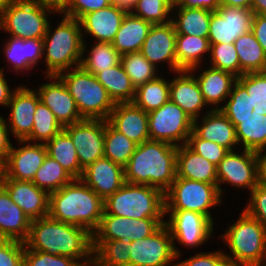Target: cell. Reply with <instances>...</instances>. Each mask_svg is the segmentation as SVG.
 Returning a JSON list of instances; mask_svg holds the SVG:
<instances>
[{
    "mask_svg": "<svg viewBox=\"0 0 266 266\" xmlns=\"http://www.w3.org/2000/svg\"><path fill=\"white\" fill-rule=\"evenodd\" d=\"M253 16L251 9L220 5L217 11L211 13L209 43H234L240 35L251 30Z\"/></svg>",
    "mask_w": 266,
    "mask_h": 266,
    "instance_id": "16",
    "label": "cell"
},
{
    "mask_svg": "<svg viewBox=\"0 0 266 266\" xmlns=\"http://www.w3.org/2000/svg\"><path fill=\"white\" fill-rule=\"evenodd\" d=\"M186 145L215 166H217L229 152L219 144L200 138L194 131H192L188 137Z\"/></svg>",
    "mask_w": 266,
    "mask_h": 266,
    "instance_id": "50",
    "label": "cell"
},
{
    "mask_svg": "<svg viewBox=\"0 0 266 266\" xmlns=\"http://www.w3.org/2000/svg\"><path fill=\"white\" fill-rule=\"evenodd\" d=\"M52 3L57 4V0H50Z\"/></svg>",
    "mask_w": 266,
    "mask_h": 266,
    "instance_id": "66",
    "label": "cell"
},
{
    "mask_svg": "<svg viewBox=\"0 0 266 266\" xmlns=\"http://www.w3.org/2000/svg\"><path fill=\"white\" fill-rule=\"evenodd\" d=\"M130 242L102 240L93 249V266H130Z\"/></svg>",
    "mask_w": 266,
    "mask_h": 266,
    "instance_id": "41",
    "label": "cell"
},
{
    "mask_svg": "<svg viewBox=\"0 0 266 266\" xmlns=\"http://www.w3.org/2000/svg\"><path fill=\"white\" fill-rule=\"evenodd\" d=\"M121 64L135 88L154 80L158 69L153 66L141 52L121 55Z\"/></svg>",
    "mask_w": 266,
    "mask_h": 266,
    "instance_id": "45",
    "label": "cell"
},
{
    "mask_svg": "<svg viewBox=\"0 0 266 266\" xmlns=\"http://www.w3.org/2000/svg\"><path fill=\"white\" fill-rule=\"evenodd\" d=\"M221 183L248 188L251 192L259 184L257 152L243 149L241 154H237L229 151L217 165V184L222 196Z\"/></svg>",
    "mask_w": 266,
    "mask_h": 266,
    "instance_id": "13",
    "label": "cell"
},
{
    "mask_svg": "<svg viewBox=\"0 0 266 266\" xmlns=\"http://www.w3.org/2000/svg\"><path fill=\"white\" fill-rule=\"evenodd\" d=\"M50 24L43 37V57L45 56L47 65L45 75H58L62 71L80 66L85 40L81 23L75 18L63 15L55 31L51 30Z\"/></svg>",
    "mask_w": 266,
    "mask_h": 266,
    "instance_id": "4",
    "label": "cell"
},
{
    "mask_svg": "<svg viewBox=\"0 0 266 266\" xmlns=\"http://www.w3.org/2000/svg\"><path fill=\"white\" fill-rule=\"evenodd\" d=\"M176 177L217 184V166L183 144L177 148Z\"/></svg>",
    "mask_w": 266,
    "mask_h": 266,
    "instance_id": "29",
    "label": "cell"
},
{
    "mask_svg": "<svg viewBox=\"0 0 266 266\" xmlns=\"http://www.w3.org/2000/svg\"><path fill=\"white\" fill-rule=\"evenodd\" d=\"M64 130L72 138L78 161L83 169L104 157L105 120L83 119L64 126Z\"/></svg>",
    "mask_w": 266,
    "mask_h": 266,
    "instance_id": "15",
    "label": "cell"
},
{
    "mask_svg": "<svg viewBox=\"0 0 266 266\" xmlns=\"http://www.w3.org/2000/svg\"><path fill=\"white\" fill-rule=\"evenodd\" d=\"M101 199L81 179H74L60 190L49 193L48 216L87 229L98 228L104 212Z\"/></svg>",
    "mask_w": 266,
    "mask_h": 266,
    "instance_id": "3",
    "label": "cell"
},
{
    "mask_svg": "<svg viewBox=\"0 0 266 266\" xmlns=\"http://www.w3.org/2000/svg\"><path fill=\"white\" fill-rule=\"evenodd\" d=\"M103 214L134 219L164 218L165 193L160 189L125 182L114 194L104 200Z\"/></svg>",
    "mask_w": 266,
    "mask_h": 266,
    "instance_id": "5",
    "label": "cell"
},
{
    "mask_svg": "<svg viewBox=\"0 0 266 266\" xmlns=\"http://www.w3.org/2000/svg\"><path fill=\"white\" fill-rule=\"evenodd\" d=\"M150 140L164 141L175 146L187 143L193 131V119L170 99L148 113Z\"/></svg>",
    "mask_w": 266,
    "mask_h": 266,
    "instance_id": "10",
    "label": "cell"
},
{
    "mask_svg": "<svg viewBox=\"0 0 266 266\" xmlns=\"http://www.w3.org/2000/svg\"><path fill=\"white\" fill-rule=\"evenodd\" d=\"M137 0H113L114 3L124 6L128 9L136 2Z\"/></svg>",
    "mask_w": 266,
    "mask_h": 266,
    "instance_id": "62",
    "label": "cell"
},
{
    "mask_svg": "<svg viewBox=\"0 0 266 266\" xmlns=\"http://www.w3.org/2000/svg\"><path fill=\"white\" fill-rule=\"evenodd\" d=\"M129 11L128 8L113 3L106 8L85 14L79 21L83 40L84 34L91 35L96 42H109L115 38L123 18Z\"/></svg>",
    "mask_w": 266,
    "mask_h": 266,
    "instance_id": "23",
    "label": "cell"
},
{
    "mask_svg": "<svg viewBox=\"0 0 266 266\" xmlns=\"http://www.w3.org/2000/svg\"><path fill=\"white\" fill-rule=\"evenodd\" d=\"M174 10L176 14L171 16V21L175 26L176 34L208 38L212 11L202 8L187 9L182 7H173L172 11Z\"/></svg>",
    "mask_w": 266,
    "mask_h": 266,
    "instance_id": "36",
    "label": "cell"
},
{
    "mask_svg": "<svg viewBox=\"0 0 266 266\" xmlns=\"http://www.w3.org/2000/svg\"><path fill=\"white\" fill-rule=\"evenodd\" d=\"M248 266H266V262L256 263Z\"/></svg>",
    "mask_w": 266,
    "mask_h": 266,
    "instance_id": "64",
    "label": "cell"
},
{
    "mask_svg": "<svg viewBox=\"0 0 266 266\" xmlns=\"http://www.w3.org/2000/svg\"><path fill=\"white\" fill-rule=\"evenodd\" d=\"M45 78L53 81L41 84L36 92L40 101L53 112L59 123L64 127L83 120L62 79L58 75H46Z\"/></svg>",
    "mask_w": 266,
    "mask_h": 266,
    "instance_id": "18",
    "label": "cell"
},
{
    "mask_svg": "<svg viewBox=\"0 0 266 266\" xmlns=\"http://www.w3.org/2000/svg\"><path fill=\"white\" fill-rule=\"evenodd\" d=\"M33 128L26 141L46 144L64 129L53 112L41 101L37 103ZM41 141V142H40ZM43 141V142H42Z\"/></svg>",
    "mask_w": 266,
    "mask_h": 266,
    "instance_id": "44",
    "label": "cell"
},
{
    "mask_svg": "<svg viewBox=\"0 0 266 266\" xmlns=\"http://www.w3.org/2000/svg\"><path fill=\"white\" fill-rule=\"evenodd\" d=\"M19 148L12 146L7 160L3 163L2 178L19 181H33L37 170L47 156L45 144L18 140Z\"/></svg>",
    "mask_w": 266,
    "mask_h": 266,
    "instance_id": "17",
    "label": "cell"
},
{
    "mask_svg": "<svg viewBox=\"0 0 266 266\" xmlns=\"http://www.w3.org/2000/svg\"><path fill=\"white\" fill-rule=\"evenodd\" d=\"M176 73L177 76L170 80L169 98L193 120L199 119L203 108L208 106L204 101L195 75L190 70H180Z\"/></svg>",
    "mask_w": 266,
    "mask_h": 266,
    "instance_id": "25",
    "label": "cell"
},
{
    "mask_svg": "<svg viewBox=\"0 0 266 266\" xmlns=\"http://www.w3.org/2000/svg\"><path fill=\"white\" fill-rule=\"evenodd\" d=\"M95 77L106 89L115 104L134 100L136 88L126 74L121 62L118 65L100 71Z\"/></svg>",
    "mask_w": 266,
    "mask_h": 266,
    "instance_id": "33",
    "label": "cell"
},
{
    "mask_svg": "<svg viewBox=\"0 0 266 266\" xmlns=\"http://www.w3.org/2000/svg\"><path fill=\"white\" fill-rule=\"evenodd\" d=\"M0 176H3V163L0 161Z\"/></svg>",
    "mask_w": 266,
    "mask_h": 266,
    "instance_id": "65",
    "label": "cell"
},
{
    "mask_svg": "<svg viewBox=\"0 0 266 266\" xmlns=\"http://www.w3.org/2000/svg\"><path fill=\"white\" fill-rule=\"evenodd\" d=\"M47 155L56 160L74 179H80L83 168L78 161V155L72 138L63 129L46 144Z\"/></svg>",
    "mask_w": 266,
    "mask_h": 266,
    "instance_id": "34",
    "label": "cell"
},
{
    "mask_svg": "<svg viewBox=\"0 0 266 266\" xmlns=\"http://www.w3.org/2000/svg\"><path fill=\"white\" fill-rule=\"evenodd\" d=\"M74 178L56 160L46 156L42 166L37 170L33 183L48 193L60 190L64 185L71 183Z\"/></svg>",
    "mask_w": 266,
    "mask_h": 266,
    "instance_id": "43",
    "label": "cell"
},
{
    "mask_svg": "<svg viewBox=\"0 0 266 266\" xmlns=\"http://www.w3.org/2000/svg\"><path fill=\"white\" fill-rule=\"evenodd\" d=\"M264 150L257 152L259 184L266 186V152Z\"/></svg>",
    "mask_w": 266,
    "mask_h": 266,
    "instance_id": "59",
    "label": "cell"
},
{
    "mask_svg": "<svg viewBox=\"0 0 266 266\" xmlns=\"http://www.w3.org/2000/svg\"><path fill=\"white\" fill-rule=\"evenodd\" d=\"M237 80L246 88L257 111L266 115V71L245 73Z\"/></svg>",
    "mask_w": 266,
    "mask_h": 266,
    "instance_id": "48",
    "label": "cell"
},
{
    "mask_svg": "<svg viewBox=\"0 0 266 266\" xmlns=\"http://www.w3.org/2000/svg\"><path fill=\"white\" fill-rule=\"evenodd\" d=\"M252 0H220V5H230L243 9H251Z\"/></svg>",
    "mask_w": 266,
    "mask_h": 266,
    "instance_id": "60",
    "label": "cell"
},
{
    "mask_svg": "<svg viewBox=\"0 0 266 266\" xmlns=\"http://www.w3.org/2000/svg\"><path fill=\"white\" fill-rule=\"evenodd\" d=\"M107 121L137 145L150 140L148 113L133 102L115 104Z\"/></svg>",
    "mask_w": 266,
    "mask_h": 266,
    "instance_id": "24",
    "label": "cell"
},
{
    "mask_svg": "<svg viewBox=\"0 0 266 266\" xmlns=\"http://www.w3.org/2000/svg\"><path fill=\"white\" fill-rule=\"evenodd\" d=\"M168 81L159 75L154 80L137 87L132 102L146 113L160 108L170 99V81Z\"/></svg>",
    "mask_w": 266,
    "mask_h": 266,
    "instance_id": "39",
    "label": "cell"
},
{
    "mask_svg": "<svg viewBox=\"0 0 266 266\" xmlns=\"http://www.w3.org/2000/svg\"><path fill=\"white\" fill-rule=\"evenodd\" d=\"M39 101L36 89L20 85L14 90L7 105L10 107V120L6 122L10 133L16 137L17 141L26 140L30 136Z\"/></svg>",
    "mask_w": 266,
    "mask_h": 266,
    "instance_id": "20",
    "label": "cell"
},
{
    "mask_svg": "<svg viewBox=\"0 0 266 266\" xmlns=\"http://www.w3.org/2000/svg\"><path fill=\"white\" fill-rule=\"evenodd\" d=\"M4 68L0 69V105L2 106H7L11 96L14 92V90H16V88L14 89H10L8 86V82L4 76ZM13 90V91H11Z\"/></svg>",
    "mask_w": 266,
    "mask_h": 266,
    "instance_id": "58",
    "label": "cell"
},
{
    "mask_svg": "<svg viewBox=\"0 0 266 266\" xmlns=\"http://www.w3.org/2000/svg\"><path fill=\"white\" fill-rule=\"evenodd\" d=\"M152 24L144 19L127 12L122 20L112 45L120 54L140 52Z\"/></svg>",
    "mask_w": 266,
    "mask_h": 266,
    "instance_id": "31",
    "label": "cell"
},
{
    "mask_svg": "<svg viewBox=\"0 0 266 266\" xmlns=\"http://www.w3.org/2000/svg\"><path fill=\"white\" fill-rule=\"evenodd\" d=\"M130 250V266H168L177 259L165 223L151 236L130 241Z\"/></svg>",
    "mask_w": 266,
    "mask_h": 266,
    "instance_id": "14",
    "label": "cell"
},
{
    "mask_svg": "<svg viewBox=\"0 0 266 266\" xmlns=\"http://www.w3.org/2000/svg\"><path fill=\"white\" fill-rule=\"evenodd\" d=\"M58 76L74 98L83 119L108 120L115 103L93 74L78 66Z\"/></svg>",
    "mask_w": 266,
    "mask_h": 266,
    "instance_id": "7",
    "label": "cell"
},
{
    "mask_svg": "<svg viewBox=\"0 0 266 266\" xmlns=\"http://www.w3.org/2000/svg\"><path fill=\"white\" fill-rule=\"evenodd\" d=\"M176 37V29L172 21L152 25L140 52L157 69V63L167 62L168 67L176 73Z\"/></svg>",
    "mask_w": 266,
    "mask_h": 266,
    "instance_id": "19",
    "label": "cell"
},
{
    "mask_svg": "<svg viewBox=\"0 0 266 266\" xmlns=\"http://www.w3.org/2000/svg\"><path fill=\"white\" fill-rule=\"evenodd\" d=\"M251 31L266 54V15L254 14Z\"/></svg>",
    "mask_w": 266,
    "mask_h": 266,
    "instance_id": "56",
    "label": "cell"
},
{
    "mask_svg": "<svg viewBox=\"0 0 266 266\" xmlns=\"http://www.w3.org/2000/svg\"><path fill=\"white\" fill-rule=\"evenodd\" d=\"M173 7H182L187 9L202 8L210 11H217L220 7V0H176Z\"/></svg>",
    "mask_w": 266,
    "mask_h": 266,
    "instance_id": "55",
    "label": "cell"
},
{
    "mask_svg": "<svg viewBox=\"0 0 266 266\" xmlns=\"http://www.w3.org/2000/svg\"><path fill=\"white\" fill-rule=\"evenodd\" d=\"M234 45L240 61V76L266 71V54L251 30L240 35Z\"/></svg>",
    "mask_w": 266,
    "mask_h": 266,
    "instance_id": "35",
    "label": "cell"
},
{
    "mask_svg": "<svg viewBox=\"0 0 266 266\" xmlns=\"http://www.w3.org/2000/svg\"><path fill=\"white\" fill-rule=\"evenodd\" d=\"M228 119L266 118L257 111L253 99L246 88L237 80L228 96V101L219 109Z\"/></svg>",
    "mask_w": 266,
    "mask_h": 266,
    "instance_id": "38",
    "label": "cell"
},
{
    "mask_svg": "<svg viewBox=\"0 0 266 266\" xmlns=\"http://www.w3.org/2000/svg\"><path fill=\"white\" fill-rule=\"evenodd\" d=\"M175 49L177 71L190 70L194 73L204 59V53H210V43L206 37L177 34Z\"/></svg>",
    "mask_w": 266,
    "mask_h": 266,
    "instance_id": "32",
    "label": "cell"
},
{
    "mask_svg": "<svg viewBox=\"0 0 266 266\" xmlns=\"http://www.w3.org/2000/svg\"><path fill=\"white\" fill-rule=\"evenodd\" d=\"M28 249L77 260L82 266H92V234L85 228L55 220L49 216L31 220L24 242Z\"/></svg>",
    "mask_w": 266,
    "mask_h": 266,
    "instance_id": "1",
    "label": "cell"
},
{
    "mask_svg": "<svg viewBox=\"0 0 266 266\" xmlns=\"http://www.w3.org/2000/svg\"><path fill=\"white\" fill-rule=\"evenodd\" d=\"M25 243L0 239V266H23Z\"/></svg>",
    "mask_w": 266,
    "mask_h": 266,
    "instance_id": "52",
    "label": "cell"
},
{
    "mask_svg": "<svg viewBox=\"0 0 266 266\" xmlns=\"http://www.w3.org/2000/svg\"><path fill=\"white\" fill-rule=\"evenodd\" d=\"M250 202L244 211L251 217L257 219L266 229V186L258 184L250 192Z\"/></svg>",
    "mask_w": 266,
    "mask_h": 266,
    "instance_id": "53",
    "label": "cell"
},
{
    "mask_svg": "<svg viewBox=\"0 0 266 266\" xmlns=\"http://www.w3.org/2000/svg\"><path fill=\"white\" fill-rule=\"evenodd\" d=\"M4 44V56L16 73L34 69L38 61L43 59V39L10 37Z\"/></svg>",
    "mask_w": 266,
    "mask_h": 266,
    "instance_id": "30",
    "label": "cell"
},
{
    "mask_svg": "<svg viewBox=\"0 0 266 266\" xmlns=\"http://www.w3.org/2000/svg\"><path fill=\"white\" fill-rule=\"evenodd\" d=\"M23 266H82L77 260L28 249L25 246Z\"/></svg>",
    "mask_w": 266,
    "mask_h": 266,
    "instance_id": "51",
    "label": "cell"
},
{
    "mask_svg": "<svg viewBox=\"0 0 266 266\" xmlns=\"http://www.w3.org/2000/svg\"><path fill=\"white\" fill-rule=\"evenodd\" d=\"M87 46L83 44V55L80 66L94 76L104 69L111 68L121 62V55L114 49L112 43L96 42L91 47L86 58L84 53Z\"/></svg>",
    "mask_w": 266,
    "mask_h": 266,
    "instance_id": "42",
    "label": "cell"
},
{
    "mask_svg": "<svg viewBox=\"0 0 266 266\" xmlns=\"http://www.w3.org/2000/svg\"><path fill=\"white\" fill-rule=\"evenodd\" d=\"M218 184L193 181L176 177L171 187L165 192V210H187L208 217L212 207L222 203Z\"/></svg>",
    "mask_w": 266,
    "mask_h": 266,
    "instance_id": "9",
    "label": "cell"
},
{
    "mask_svg": "<svg viewBox=\"0 0 266 266\" xmlns=\"http://www.w3.org/2000/svg\"><path fill=\"white\" fill-rule=\"evenodd\" d=\"M231 254L225 253L231 266H248L265 262L266 229L245 211L229 226L221 237Z\"/></svg>",
    "mask_w": 266,
    "mask_h": 266,
    "instance_id": "6",
    "label": "cell"
},
{
    "mask_svg": "<svg viewBox=\"0 0 266 266\" xmlns=\"http://www.w3.org/2000/svg\"><path fill=\"white\" fill-rule=\"evenodd\" d=\"M235 126L238 145L243 149L266 151V118L229 119Z\"/></svg>",
    "mask_w": 266,
    "mask_h": 266,
    "instance_id": "37",
    "label": "cell"
},
{
    "mask_svg": "<svg viewBox=\"0 0 266 266\" xmlns=\"http://www.w3.org/2000/svg\"><path fill=\"white\" fill-rule=\"evenodd\" d=\"M10 131L6 119L0 115V161L4 163L7 160L8 154L12 149Z\"/></svg>",
    "mask_w": 266,
    "mask_h": 266,
    "instance_id": "57",
    "label": "cell"
},
{
    "mask_svg": "<svg viewBox=\"0 0 266 266\" xmlns=\"http://www.w3.org/2000/svg\"><path fill=\"white\" fill-rule=\"evenodd\" d=\"M177 148L157 140L137 145L124 167L125 182L153 186L165 193L176 178Z\"/></svg>",
    "mask_w": 266,
    "mask_h": 266,
    "instance_id": "2",
    "label": "cell"
},
{
    "mask_svg": "<svg viewBox=\"0 0 266 266\" xmlns=\"http://www.w3.org/2000/svg\"><path fill=\"white\" fill-rule=\"evenodd\" d=\"M195 78L205 103L212 110L220 109V103L227 100L234 83L237 81L234 74L213 67H208Z\"/></svg>",
    "mask_w": 266,
    "mask_h": 266,
    "instance_id": "28",
    "label": "cell"
},
{
    "mask_svg": "<svg viewBox=\"0 0 266 266\" xmlns=\"http://www.w3.org/2000/svg\"><path fill=\"white\" fill-rule=\"evenodd\" d=\"M51 12L59 14L50 0H16L0 14V28L10 37L43 39Z\"/></svg>",
    "mask_w": 266,
    "mask_h": 266,
    "instance_id": "8",
    "label": "cell"
},
{
    "mask_svg": "<svg viewBox=\"0 0 266 266\" xmlns=\"http://www.w3.org/2000/svg\"><path fill=\"white\" fill-rule=\"evenodd\" d=\"M80 179L105 200L124 185V167L109 158L102 157L88 165Z\"/></svg>",
    "mask_w": 266,
    "mask_h": 266,
    "instance_id": "21",
    "label": "cell"
},
{
    "mask_svg": "<svg viewBox=\"0 0 266 266\" xmlns=\"http://www.w3.org/2000/svg\"><path fill=\"white\" fill-rule=\"evenodd\" d=\"M136 147V143L117 131L105 120L104 157L125 167L132 154L135 152Z\"/></svg>",
    "mask_w": 266,
    "mask_h": 266,
    "instance_id": "40",
    "label": "cell"
},
{
    "mask_svg": "<svg viewBox=\"0 0 266 266\" xmlns=\"http://www.w3.org/2000/svg\"><path fill=\"white\" fill-rule=\"evenodd\" d=\"M113 0H63L58 5L60 14L80 20L85 14L113 4Z\"/></svg>",
    "mask_w": 266,
    "mask_h": 266,
    "instance_id": "49",
    "label": "cell"
},
{
    "mask_svg": "<svg viewBox=\"0 0 266 266\" xmlns=\"http://www.w3.org/2000/svg\"><path fill=\"white\" fill-rule=\"evenodd\" d=\"M163 218L134 219L103 214L98 228L92 233V248L102 240L135 241L151 236L163 224Z\"/></svg>",
    "mask_w": 266,
    "mask_h": 266,
    "instance_id": "11",
    "label": "cell"
},
{
    "mask_svg": "<svg viewBox=\"0 0 266 266\" xmlns=\"http://www.w3.org/2000/svg\"><path fill=\"white\" fill-rule=\"evenodd\" d=\"M169 220L165 221L168 226L174 244L176 258L181 254L176 247V240L185 247H199L213 235L214 223L205 215L187 210H165Z\"/></svg>",
    "mask_w": 266,
    "mask_h": 266,
    "instance_id": "12",
    "label": "cell"
},
{
    "mask_svg": "<svg viewBox=\"0 0 266 266\" xmlns=\"http://www.w3.org/2000/svg\"><path fill=\"white\" fill-rule=\"evenodd\" d=\"M251 10L254 14L266 15V0H252Z\"/></svg>",
    "mask_w": 266,
    "mask_h": 266,
    "instance_id": "61",
    "label": "cell"
},
{
    "mask_svg": "<svg viewBox=\"0 0 266 266\" xmlns=\"http://www.w3.org/2000/svg\"><path fill=\"white\" fill-rule=\"evenodd\" d=\"M0 184L31 220L48 216L49 193L46 190L32 181L2 178Z\"/></svg>",
    "mask_w": 266,
    "mask_h": 266,
    "instance_id": "22",
    "label": "cell"
},
{
    "mask_svg": "<svg viewBox=\"0 0 266 266\" xmlns=\"http://www.w3.org/2000/svg\"><path fill=\"white\" fill-rule=\"evenodd\" d=\"M63 0H57V5H59Z\"/></svg>",
    "mask_w": 266,
    "mask_h": 266,
    "instance_id": "67",
    "label": "cell"
},
{
    "mask_svg": "<svg viewBox=\"0 0 266 266\" xmlns=\"http://www.w3.org/2000/svg\"><path fill=\"white\" fill-rule=\"evenodd\" d=\"M193 120V131L202 139L214 142L226 148L228 151H234V146L238 145L235 126L220 111L212 110L206 112L201 117Z\"/></svg>",
    "mask_w": 266,
    "mask_h": 266,
    "instance_id": "26",
    "label": "cell"
},
{
    "mask_svg": "<svg viewBox=\"0 0 266 266\" xmlns=\"http://www.w3.org/2000/svg\"><path fill=\"white\" fill-rule=\"evenodd\" d=\"M210 66L240 77V61L234 43L210 44Z\"/></svg>",
    "mask_w": 266,
    "mask_h": 266,
    "instance_id": "47",
    "label": "cell"
},
{
    "mask_svg": "<svg viewBox=\"0 0 266 266\" xmlns=\"http://www.w3.org/2000/svg\"><path fill=\"white\" fill-rule=\"evenodd\" d=\"M172 266V265H171ZM173 266H231L223 251H210L207 253H196L182 262H177Z\"/></svg>",
    "mask_w": 266,
    "mask_h": 266,
    "instance_id": "54",
    "label": "cell"
},
{
    "mask_svg": "<svg viewBox=\"0 0 266 266\" xmlns=\"http://www.w3.org/2000/svg\"><path fill=\"white\" fill-rule=\"evenodd\" d=\"M30 224L31 219L0 184V239L25 242L29 236Z\"/></svg>",
    "mask_w": 266,
    "mask_h": 266,
    "instance_id": "27",
    "label": "cell"
},
{
    "mask_svg": "<svg viewBox=\"0 0 266 266\" xmlns=\"http://www.w3.org/2000/svg\"><path fill=\"white\" fill-rule=\"evenodd\" d=\"M173 8L171 0H137L129 11L152 25L166 24L172 19Z\"/></svg>",
    "mask_w": 266,
    "mask_h": 266,
    "instance_id": "46",
    "label": "cell"
},
{
    "mask_svg": "<svg viewBox=\"0 0 266 266\" xmlns=\"http://www.w3.org/2000/svg\"><path fill=\"white\" fill-rule=\"evenodd\" d=\"M16 0H0V14L6 10Z\"/></svg>",
    "mask_w": 266,
    "mask_h": 266,
    "instance_id": "63",
    "label": "cell"
}]
</instances>
